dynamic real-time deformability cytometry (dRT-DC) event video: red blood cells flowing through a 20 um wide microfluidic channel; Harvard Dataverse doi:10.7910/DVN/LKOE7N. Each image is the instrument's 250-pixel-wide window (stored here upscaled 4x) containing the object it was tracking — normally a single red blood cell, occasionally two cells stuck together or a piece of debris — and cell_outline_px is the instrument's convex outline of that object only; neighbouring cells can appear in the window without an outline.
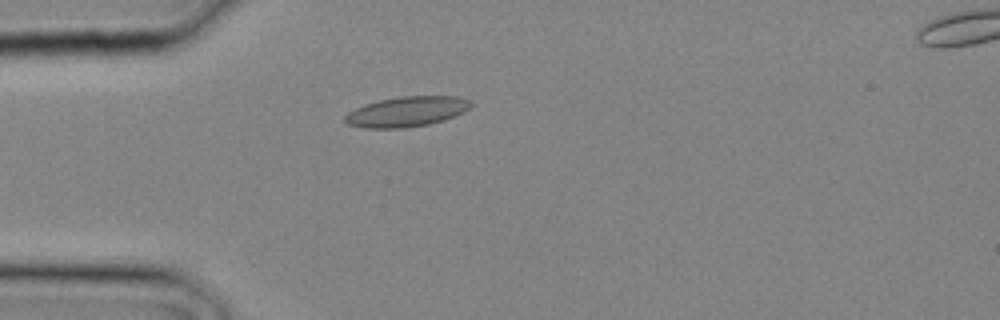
{"species": "common noctule bat (a hibernating species)", "species_latin": "Nyctalus noctula", "temperature_condition": "cold", "stored_images_in_passage": 2, "camera_frame_rate_fps": 3000, "um_per_image_px": 0.085, "animal": {"sex": "male", "body_mass_g": 20.4}, "frame": {"image": 1, "passage_image": 1, "time_ms": 0.0, "image_size_px": [1000, 320], "cell_outline_px": [[472, 104], [468, 108], [444, 120], [428, 124], [404, 128], [364, 128], [348, 124], [344, 120], [344, 116], [348, 112], [364, 104], [380, 100], [400, 96], [456, 96], [468, 100]], "centroid_in_image_um": [34.51, 9.49], "position_along_channel_um": 50.5, "area_um2": 21.85}}